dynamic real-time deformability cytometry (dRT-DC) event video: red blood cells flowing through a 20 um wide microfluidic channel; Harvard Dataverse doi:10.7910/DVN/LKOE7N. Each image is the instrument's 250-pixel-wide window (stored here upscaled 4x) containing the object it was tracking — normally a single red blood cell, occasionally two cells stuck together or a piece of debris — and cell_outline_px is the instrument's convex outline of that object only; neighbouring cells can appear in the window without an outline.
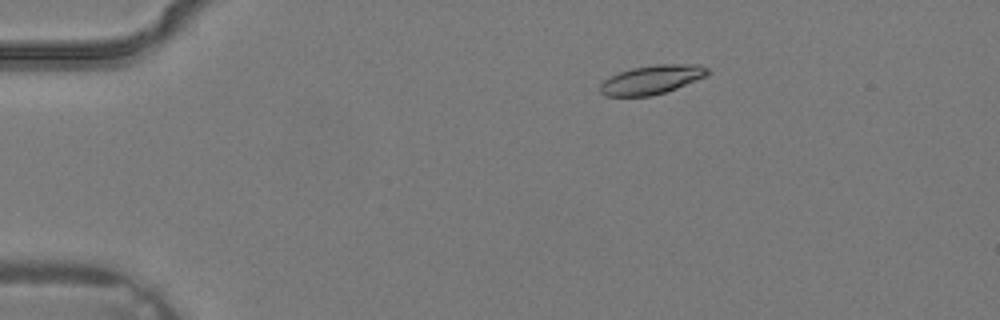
{"species": "common noctule bat (a hibernating species)", "species_latin": "Nyctalus noctula", "temperature_condition": "warm", "stored_images_in_passage": 3, "camera_frame_rate_fps": 3000, "um_per_image_px": 0.085, "animal": {"sex": "male", "body_mass_g": 19.2, "forearm_length_mm": 51.8}, "frame": {"image": 1, "passage_image": 2, "time_ms": 0.333, "image_size_px": [1000, 320], "cell_outline_px": [[712, 72], [708, 76], [676, 88], [652, 96], [604, 96], [600, 92], [600, 84], [604, 80], [620, 72], [632, 68], [656, 64], [700, 64], [708, 68]], "centroid_in_image_um": [55.45, 6.76], "position_along_channel_um": 29.6, "area_um2": 18.21}}